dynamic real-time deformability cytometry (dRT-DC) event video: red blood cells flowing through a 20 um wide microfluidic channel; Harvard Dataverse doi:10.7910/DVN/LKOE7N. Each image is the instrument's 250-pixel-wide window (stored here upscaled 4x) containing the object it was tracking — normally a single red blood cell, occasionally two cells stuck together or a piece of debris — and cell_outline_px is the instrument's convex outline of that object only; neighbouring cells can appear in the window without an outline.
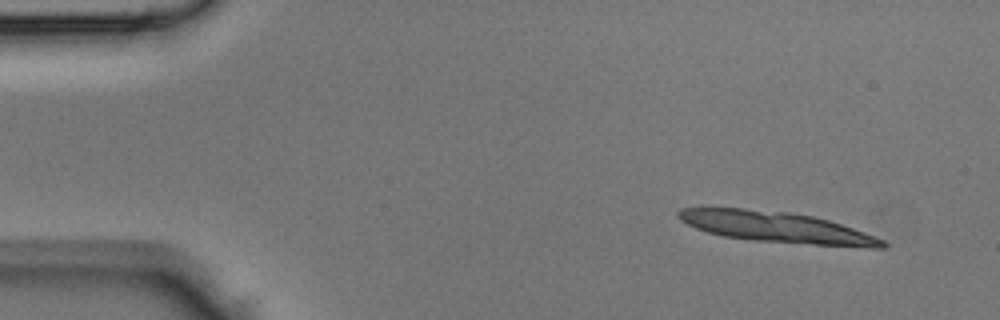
{"species": "Egyptian fruit bat (a non-hibernating species)", "species_latin": "Rousettus aegyptiacus", "temperature_condition": "room temperature", "stored_images_in_passage": 9, "camera_frame_rate_fps": 3000, "um_per_image_px": 0.085, "animal": {"sex": "male"}, "frame": {"image": 1, "passage_image": 1, "time_ms": 0.0, "image_size_px": [1000, 320], "cell_outline_px": [[888, 244], [884, 248], [872, 248], [812, 244], [756, 240], [724, 236], [708, 232], [696, 228], [680, 220], [676, 216], [676, 212], [680, 208], [744, 208], [788, 212], [812, 216], [828, 220], [864, 232], [884, 240]], "centroid_in_image_um": [66.0, 19.3], "position_along_channel_um": 19.0, "area_um2": 36.18}}